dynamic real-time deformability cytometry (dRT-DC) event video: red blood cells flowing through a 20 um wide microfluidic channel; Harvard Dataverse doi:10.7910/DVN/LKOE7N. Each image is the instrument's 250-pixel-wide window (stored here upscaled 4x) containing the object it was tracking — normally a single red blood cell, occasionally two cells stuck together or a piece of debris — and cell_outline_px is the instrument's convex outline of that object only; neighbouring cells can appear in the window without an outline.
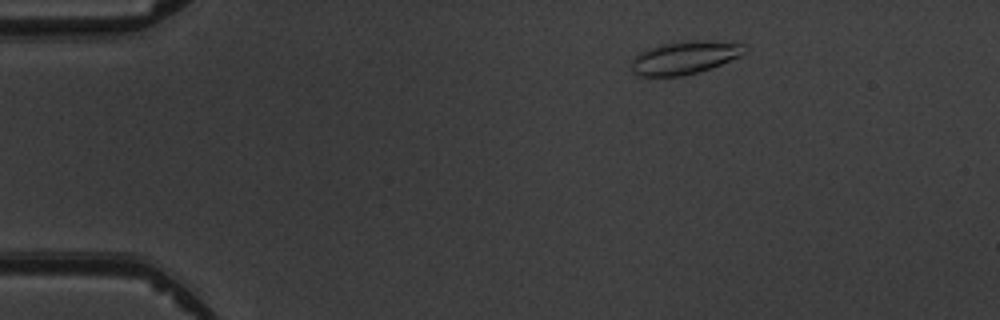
{"species": "common noctule bat (a hibernating species)", "species_latin": "Nyctalus noctula", "temperature_condition": "warm", "stored_images_in_passage": 4, "camera_frame_rate_fps": 3000, "um_per_image_px": 0.085, "animal": {"sex": "male", "body_mass_g": 19.5, "forearm_length_mm": 54.6}, "frame": {"image": 1, "passage_image": 2, "time_ms": 1.333, "image_size_px": [1000, 320], "cell_outline_px": [[744, 52], [740, 56], [720, 64], [696, 72], [680, 76], [640, 76], [632, 72], [632, 60], [640, 52], [648, 48], [664, 44], [696, 40], [704, 40], [744, 44]], "centroid_in_image_um": [58.16, 4.9], "position_along_channel_um": 26.8, "area_um2": 21.21}}